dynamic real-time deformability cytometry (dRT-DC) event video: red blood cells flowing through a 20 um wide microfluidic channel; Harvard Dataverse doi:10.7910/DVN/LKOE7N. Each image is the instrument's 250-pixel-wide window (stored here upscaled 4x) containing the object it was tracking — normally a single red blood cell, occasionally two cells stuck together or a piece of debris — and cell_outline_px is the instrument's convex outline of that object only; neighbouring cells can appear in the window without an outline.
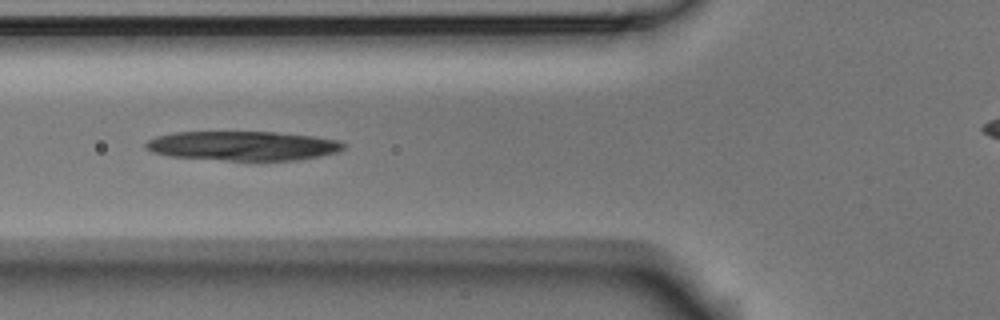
{"species": "Egyptian fruit bat (a non-hibernating species)", "species_latin": "Rousettus aegyptiacus", "temperature_condition": "room temperature", "stored_images_in_passage": 7, "segment_of_instrument_passage": [1, 2], "camera_frame_rate_fps": 3000, "um_per_image_px": 0.085, "animal": {"sex": "male"}, "frame": {"image": 1, "passage_image": 3, "time_ms": 0.667, "image_size_px": [1000, 320], "cell_outline_px": [[348, 144], [340, 152], [320, 156], [296, 160], [228, 160], [168, 156], [152, 152], [144, 148], [144, 144], [148, 140], [156, 136], [172, 132], [276, 132], [316, 136], [340, 140]], "centroid_in_image_um": [20.68, 12.39], "position_along_channel_um": 105.1, "area_um2": 34.16}}
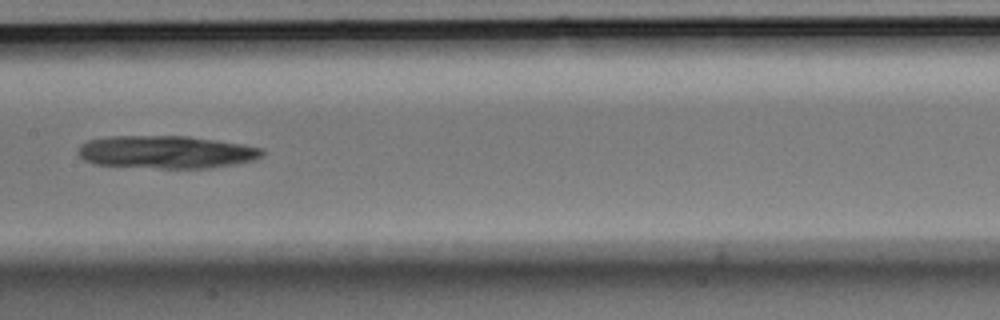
{"frame": {"image": 2, "passage_image": 5, "time_ms": 1.333, "image_size_px": [1000, 320], "cell_outline_px": [[264, 156], [252, 160], [232, 164], [208, 168], [160, 168], [96, 164], [84, 160], [80, 156], [80, 144], [88, 140], [108, 136], [188, 136], [216, 140], [264, 148]], "centroid_in_image_um": [14.14, 12.91], "position_along_channel_um": 193.3, "area_um2": 34.91}}
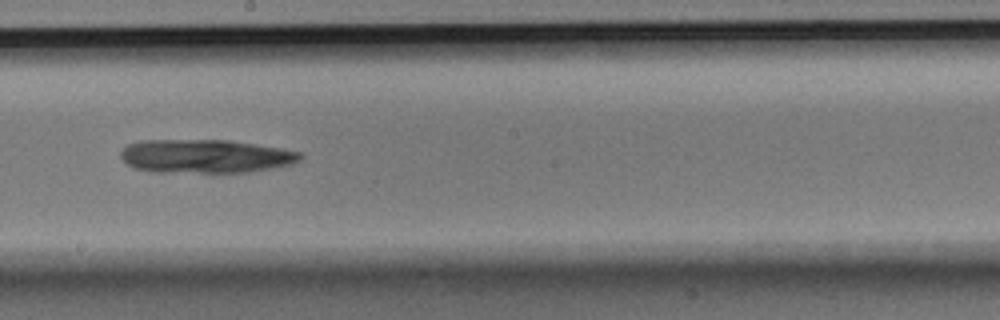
{"frame": {"image": 3, "passage_image": 6, "time_ms": 1.667, "image_size_px": [1000, 320], "cell_outline_px": [[304, 156], [300, 160], [292, 164], [272, 168], [244, 172], [152, 172], [136, 168], [128, 164], [120, 156], [120, 152], [128, 144], [140, 140], [228, 140], [280, 148], [300, 152]], "centroid_in_image_um": [17.45, 13.27], "position_along_channel_um": 230.7, "area_um2": 35.03}}